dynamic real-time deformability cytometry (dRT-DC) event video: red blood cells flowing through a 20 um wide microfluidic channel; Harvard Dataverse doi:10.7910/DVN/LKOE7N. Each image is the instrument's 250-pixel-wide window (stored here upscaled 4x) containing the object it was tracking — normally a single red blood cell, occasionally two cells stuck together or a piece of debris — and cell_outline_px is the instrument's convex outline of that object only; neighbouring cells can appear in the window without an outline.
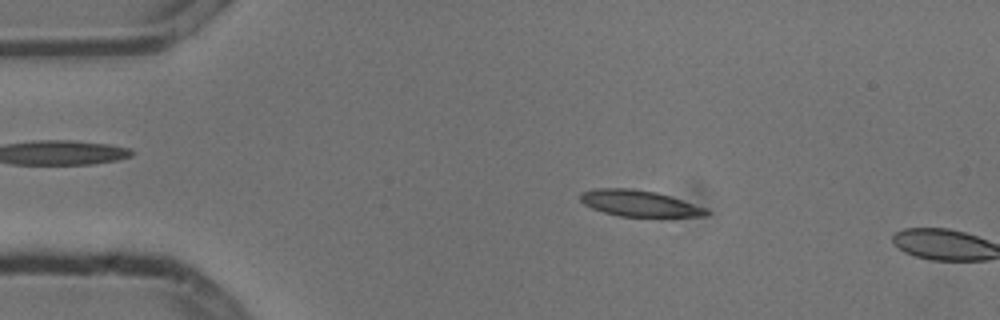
{"species": "common noctule bat (a hibernating species)", "species_latin": "Nyctalus noctula", "temperature_condition": "cold", "stored_images_in_passage": 3, "camera_frame_rate_fps": 3000, "um_per_image_px": 0.085, "animal": {"sex": "male", "body_mass_g": 13.3}, "frame": {"image": 1, "passage_image": 2, "time_ms": 0.333, "image_size_px": [1000, 320], "cell_outline_px": [[712, 212], [708, 216], [620, 216], [604, 212], [592, 208], [584, 204], [580, 200], [580, 192], [596, 188], [632, 188], [656, 192], [708, 208]], "centroid_in_image_um": [54.35, 17.28], "position_along_channel_um": 30.6, "area_um2": 19.19}}